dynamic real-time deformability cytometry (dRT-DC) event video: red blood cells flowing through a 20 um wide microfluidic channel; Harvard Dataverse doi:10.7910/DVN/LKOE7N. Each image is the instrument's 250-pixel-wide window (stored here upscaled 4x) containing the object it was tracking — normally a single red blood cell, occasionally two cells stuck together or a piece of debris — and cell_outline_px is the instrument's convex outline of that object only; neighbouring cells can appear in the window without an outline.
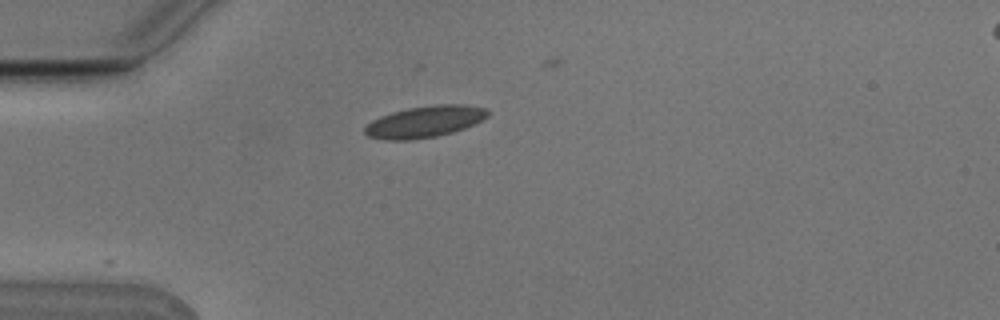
{"species": "Egyptian fruit bat (a non-hibernating species)", "species_latin": "Rousettus aegyptiacus", "temperature_condition": "cold", "stored_images_in_passage": 3, "camera_frame_rate_fps": 3000, "um_per_image_px": 0.085, "animal": {"sex": "male"}, "frame": {"image": 1, "passage_image": 1, "time_ms": 0.0, "image_size_px": [1000, 320], "cell_outline_px": [[488, 116], [464, 128], [452, 132], [436, 136], [412, 140], [384, 140], [368, 136], [364, 132], [364, 128], [372, 120], [380, 116], [392, 112], [408, 108], [436, 104], [464, 104], [484, 108], [488, 112]], "centroid_in_image_um": [36.06, 10.34], "position_along_channel_um": 48.9, "area_um2": 22.43}}